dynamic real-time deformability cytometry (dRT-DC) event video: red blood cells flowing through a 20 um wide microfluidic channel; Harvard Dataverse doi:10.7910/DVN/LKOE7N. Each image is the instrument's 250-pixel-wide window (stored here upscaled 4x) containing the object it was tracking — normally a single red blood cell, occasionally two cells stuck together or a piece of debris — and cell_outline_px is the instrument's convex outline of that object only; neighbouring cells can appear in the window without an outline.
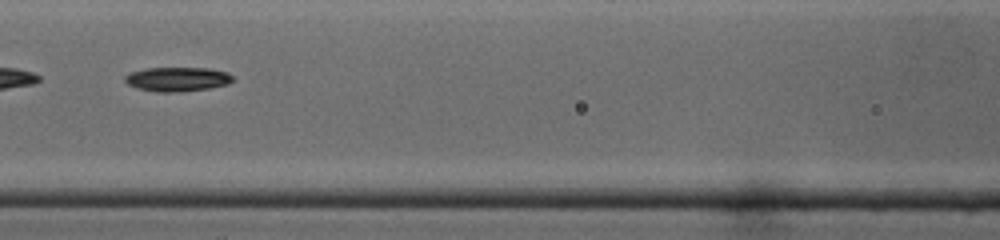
{"species": "common noctule bat (a hibernating species)", "species_latin": "Nyctalus noctula", "temperature_condition": "cold", "stored_images_in_passage": 34, "camera_frame_rate_fps": 3000, "um_per_image_px": 0.085, "animal": {"sex": "male", "body_mass_g": 19.0, "forearm_length_mm": 50.8}, "frame": {"image": 1, "passage_image": 10, "time_ms": 3.0, "image_size_px": [1000, 240], "cell_outline_px": [[236, 80], [228, 84], [208, 88], [176, 92], [156, 92], [136, 88], [128, 84], [124, 80], [124, 76], [128, 72], [148, 68], [208, 68], [228, 72]], "centroid_in_image_um": [15.06, 6.73], "position_along_channel_um": 151.5, "area_um2": 15.37}, "authors_computed_cell_mechanics": {"area_um2": 15.028, "velocity_mm_per_s": 4.3857, "shape_relaxation_time_tau1_ms": 4.3385, "shape_relaxation_time_tau2_ms": null, "deformation_change_tau1": 0.1539, "deformation_change_tau2": null}}